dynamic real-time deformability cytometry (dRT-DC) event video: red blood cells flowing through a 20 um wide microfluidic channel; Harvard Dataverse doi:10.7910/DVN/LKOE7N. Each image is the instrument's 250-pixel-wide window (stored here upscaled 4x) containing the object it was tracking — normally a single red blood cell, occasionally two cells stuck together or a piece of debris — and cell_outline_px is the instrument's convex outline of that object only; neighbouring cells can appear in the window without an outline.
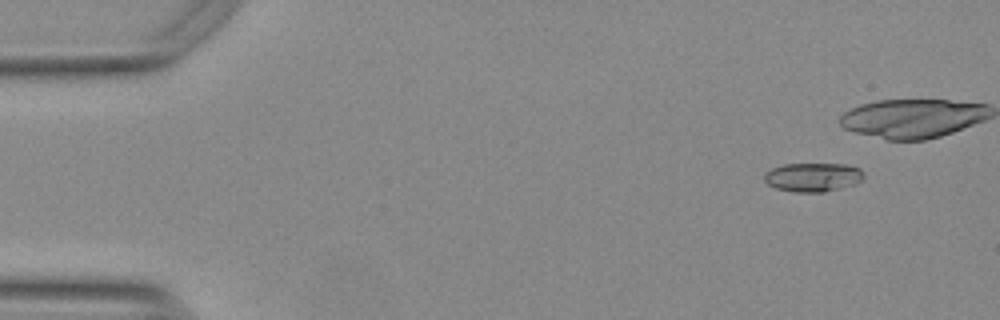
{"species": "Egyptian fruit bat (a non-hibernating species)", "species_latin": "Rousettus aegyptiacus", "temperature_condition": "warm", "stored_images_in_passage": 12, "camera_frame_rate_fps": 3000, "um_per_image_px": 0.085, "animal": {"sex": "female"}, "frame": {"image": 1, "passage_image": 5, "time_ms": 1.333, "image_size_px": [1000, 320], "cell_outline_px": [[864, 176], [856, 184], [824, 192], [796, 192], [776, 188], [768, 184], [764, 180], [764, 172], [772, 168], [784, 164], [848, 164], [860, 168]], "centroid_in_image_um": [69.09, 15.05], "position_along_channel_um": 15.9, "area_um2": 16.76}}